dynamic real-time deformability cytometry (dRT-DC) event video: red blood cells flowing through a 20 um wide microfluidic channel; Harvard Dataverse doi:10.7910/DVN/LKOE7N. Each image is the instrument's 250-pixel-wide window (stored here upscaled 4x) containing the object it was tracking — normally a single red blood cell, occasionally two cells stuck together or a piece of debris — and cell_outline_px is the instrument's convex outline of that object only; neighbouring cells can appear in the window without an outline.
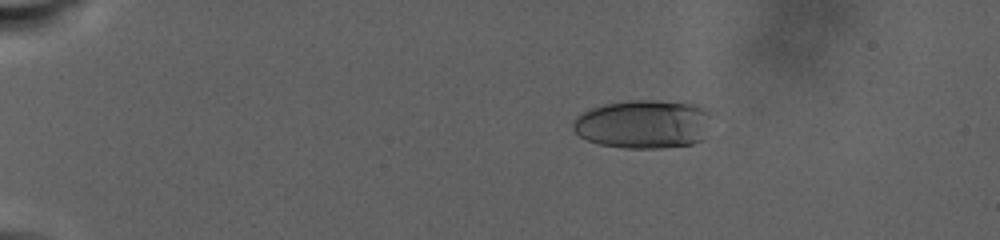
{"species": "human", "species_latin": "Homo sapiens", "temperature_condition": "warm", "stored_images_in_passage": 34, "camera_frame_rate_fps": 3000, "um_per_image_px": 0.085, "donor": {"sex": "male"}, "frame": {"image": 1, "passage_image": 23, "time_ms": 6.333, "image_size_px": [1000, 240], "cell_outline_px": [[712, 116], [700, 140], [692, 144], [660, 148], [628, 148], [600, 144], [588, 140], [580, 136], [572, 128], [572, 124], [576, 116], [592, 108], [604, 104], [632, 100], [656, 100], [696, 104], [708, 108], [712, 112]], "centroid_in_image_um": [54.71, 10.53], "position_along_channel_um": 30.3, "area_um2": 39.3}}